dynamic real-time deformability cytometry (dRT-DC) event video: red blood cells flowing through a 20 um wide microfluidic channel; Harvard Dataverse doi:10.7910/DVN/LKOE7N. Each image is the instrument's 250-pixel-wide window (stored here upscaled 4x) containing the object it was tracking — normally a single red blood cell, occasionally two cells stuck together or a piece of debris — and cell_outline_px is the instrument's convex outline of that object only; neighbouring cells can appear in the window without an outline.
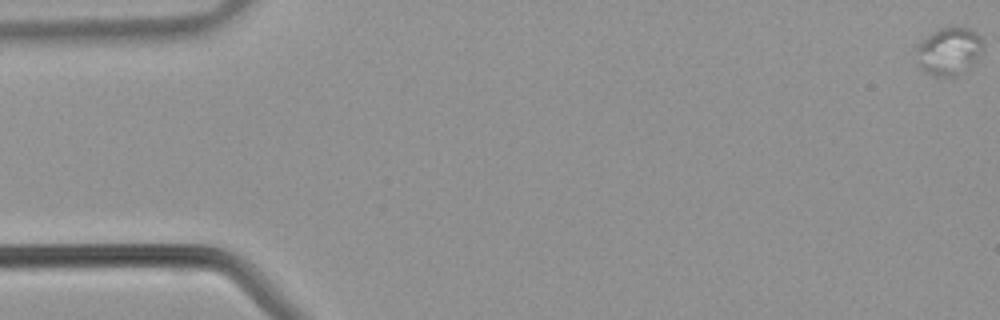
{"species": "common noctule bat (a hibernating species)", "species_latin": "Nyctalus noctula", "temperature_condition": "warm", "stored_images_in_passage": 42, "camera_frame_rate_fps": 3000, "um_per_image_px": 0.085, "animal": {"sex": "male", "body_mass_g": 21.5, "forearm_length_mm": 52.0}, "frame": {"image": 1, "passage_image": 1, "time_ms": 0.0, "image_size_px": [1000, 320], "cell_outline_px": [[984, 48], [956, 76], [936, 76], [924, 72], [916, 64], [916, 44], [920, 40], [932, 32], [940, 28], [956, 24], [968, 28], [976, 32], [980, 36], [984, 44]], "centroid_in_image_um": [80.58, 4.29], "position_along_channel_um": 4.4, "area_um2": 18.67}}
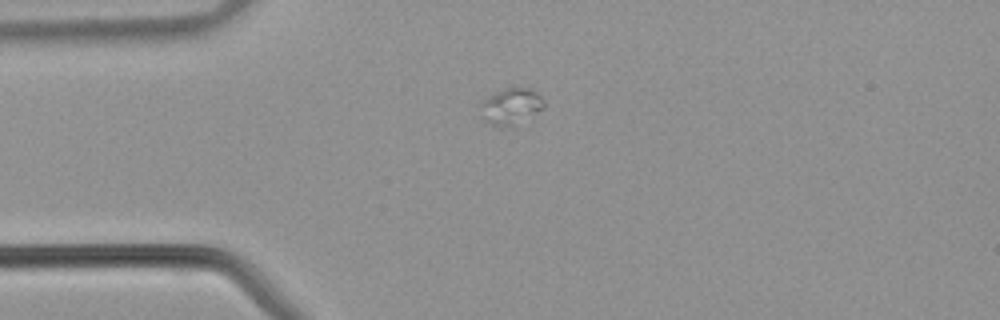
{"frame": {"image": 2, "passage_image": 11, "time_ms": 3.333, "image_size_px": [1000, 320], "cell_outline_px": [[544, 108], [500, 128], [484, 120], [480, 116], [480, 104], [484, 100], [496, 92], [504, 88], [516, 84], [532, 88], [544, 100]], "centroid_in_image_um": [43.4, 8.94], "position_along_channel_um": 41.6, "area_um2": 13.24}}
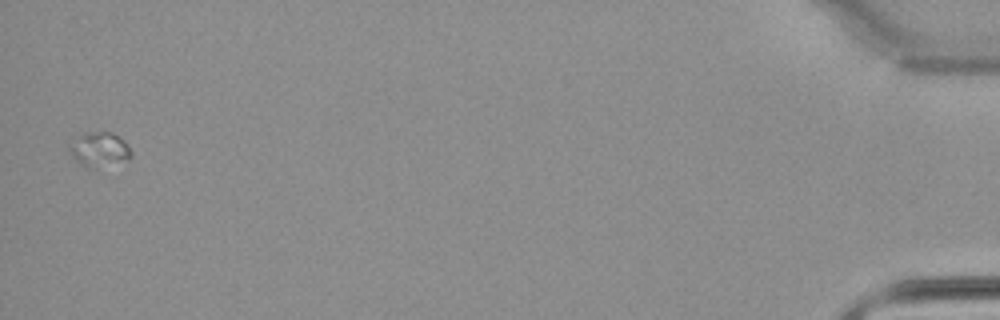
{"frame": {"image": 3, "passage_image": 42, "time_ms": 13.667, "image_size_px": [1000, 320], "cell_outline_px": [[132, 156], [92, 168], [76, 160], [72, 156], [68, 148], [80, 132], [112, 132], [124, 140], [128, 144], [132, 152]], "centroid_in_image_um": [8.42, 12.63], "position_along_channel_um": 426.8, "area_um2": 11.91}}